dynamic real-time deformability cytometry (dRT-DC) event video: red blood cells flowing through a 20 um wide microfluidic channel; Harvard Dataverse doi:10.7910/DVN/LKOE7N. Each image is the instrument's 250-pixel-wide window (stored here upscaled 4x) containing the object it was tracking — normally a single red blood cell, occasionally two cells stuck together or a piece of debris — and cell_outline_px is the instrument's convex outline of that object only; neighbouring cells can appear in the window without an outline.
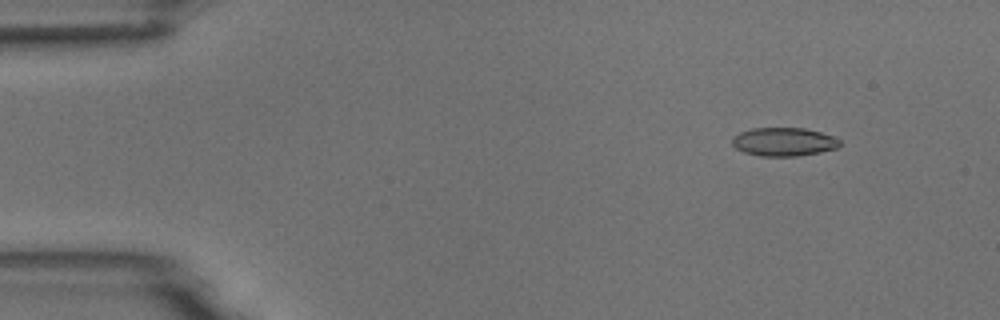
{"species": "common noctule bat (a hibernating species)", "species_latin": "Nyctalus noctula", "temperature_condition": "room temperature", "stored_images_in_passage": 4, "camera_frame_rate_fps": 3000, "um_per_image_px": 0.085, "animal": {"sex": "male", "body_mass_g": 18.8}, "frame": {"image": 1, "passage_image": 2, "time_ms": 1.0, "image_size_px": [1000, 320], "cell_outline_px": [[840, 144], [836, 148], [820, 152], [796, 156], [760, 156], [744, 152], [736, 148], [732, 144], [732, 136], [740, 132], [752, 128], [804, 128], [836, 136], [840, 140]], "centroid_in_image_um": [66.62, 12.05], "position_along_channel_um": 18.4, "area_um2": 17.92}}
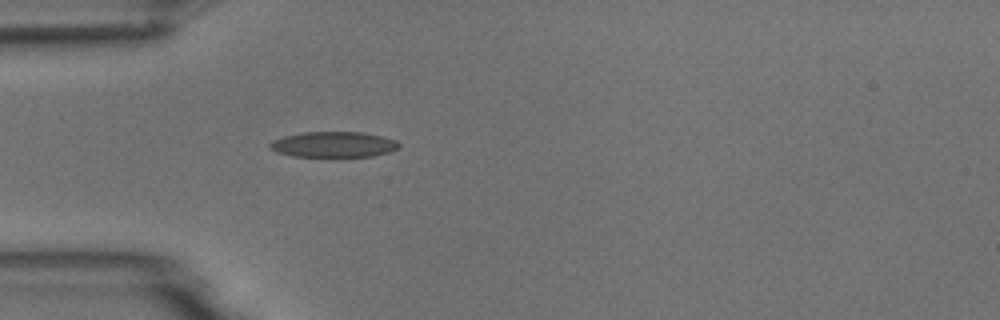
{"frame": {"image": 2, "passage_image": 4, "time_ms": 4.333, "image_size_px": [1000, 320], "cell_outline_px": [[400, 148], [388, 152], [372, 156], [292, 156], [276, 152], [268, 144], [272, 140], [284, 136], [304, 132], [364, 132], [396, 140], [400, 144]], "centroid_in_image_um": [28.36, 12.27], "position_along_channel_um": 56.6, "area_um2": 19.13}}